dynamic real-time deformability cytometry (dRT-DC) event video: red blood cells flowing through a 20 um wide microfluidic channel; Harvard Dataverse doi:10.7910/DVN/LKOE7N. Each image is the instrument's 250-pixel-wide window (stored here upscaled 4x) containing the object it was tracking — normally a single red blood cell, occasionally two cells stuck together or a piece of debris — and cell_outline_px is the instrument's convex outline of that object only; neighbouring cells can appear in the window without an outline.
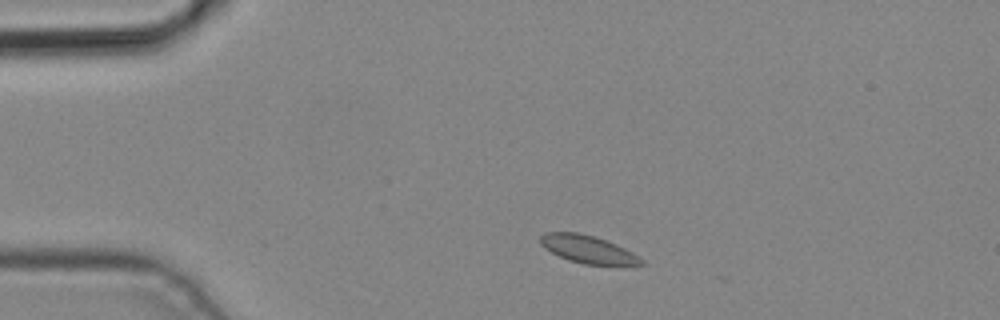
{"species": "common noctule bat (a hibernating species)", "species_latin": "Nyctalus noctula", "temperature_condition": "cold", "stored_images_in_passage": 2, "camera_frame_rate_fps": 3000, "um_per_image_px": 0.085, "animal": {"sex": "male", "body_mass_g": 19.2, "forearm_length_mm": 51.8}, "frame": {"image": 1, "passage_image": 1, "time_ms": 0.0, "image_size_px": [1000, 320], "cell_outline_px": [[644, 264], [584, 264], [568, 260], [544, 248], [540, 244], [540, 236], [544, 232], [580, 232], [616, 244], [632, 252], [644, 260]], "centroid_in_image_um": [49.92, 21.17], "position_along_channel_um": 35.1, "area_um2": 16.01}}